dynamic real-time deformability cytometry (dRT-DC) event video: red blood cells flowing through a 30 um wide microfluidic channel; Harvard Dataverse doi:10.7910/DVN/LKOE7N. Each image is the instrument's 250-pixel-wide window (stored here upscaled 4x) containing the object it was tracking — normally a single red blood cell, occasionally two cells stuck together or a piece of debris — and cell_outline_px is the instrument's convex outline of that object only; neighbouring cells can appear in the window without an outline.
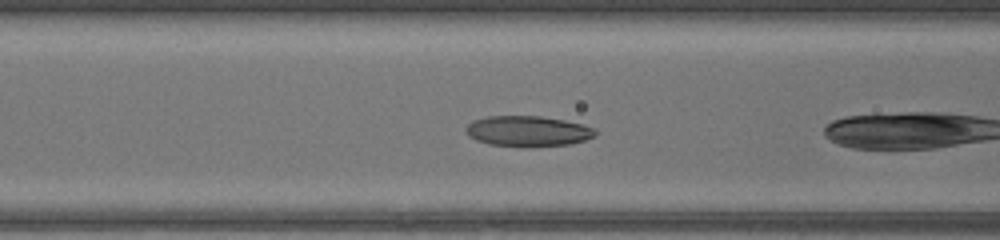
{"species": "common noctule bat (a hibernating species)", "species_latin": "Nyctalus noctula", "temperature_condition": "warm", "stored_images_in_passage": 38, "camera_frame_rate_fps": 3000, "um_per_image_px": 0.085, "animal": {"sex": "female", "body_mass_g": 17.0, "forearm_length_mm": 48.0}, "frame": {"image": 1, "passage_image": 10, "time_ms": 3.0, "image_size_px": [1000, 240], "cell_outline_px": [[596, 136], [572, 144], [532, 148], [528, 148], [488, 144], [476, 140], [468, 136], [464, 128], [468, 124], [476, 120], [488, 116], [540, 116], [564, 120], [584, 124], [596, 128]], "centroid_in_image_um": [44.9, 11.17], "position_along_channel_um": 121.7, "area_um2": 23.52}}
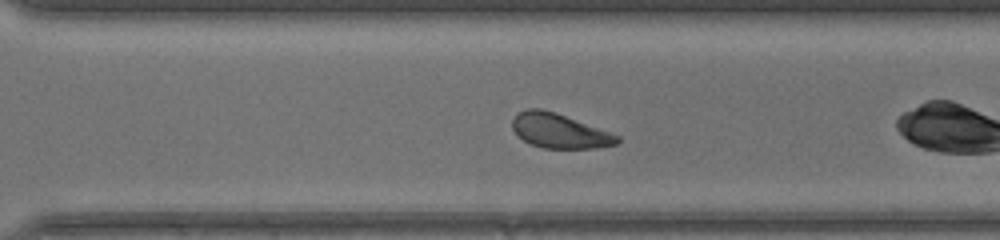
{"frame": {"image": 2, "passage_image": 24, "time_ms": 7.667, "image_size_px": [1000, 240], "cell_outline_px": [[620, 140], [616, 144], [596, 148], [544, 148], [532, 144], [524, 140], [512, 128], [512, 120], [520, 112], [528, 108], [540, 108], [556, 112], [620, 136]], "centroid_in_image_um": [47.56, 11.12], "position_along_channel_um": 323.0, "area_um2": 20.81}}
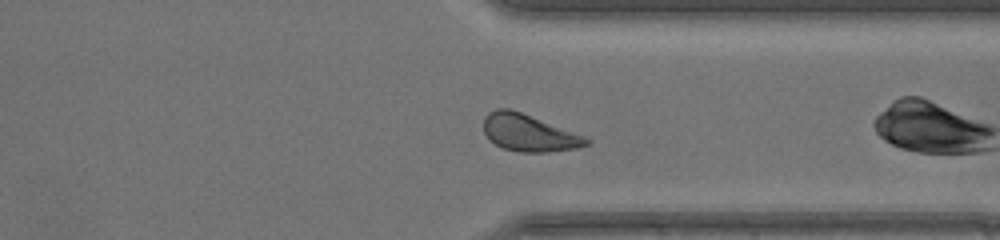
{"frame": {"image": 3, "passage_image": 27, "time_ms": 8.667, "image_size_px": [1000, 240], "cell_outline_px": [[592, 140], [588, 144], [576, 148], [548, 152], [520, 152], [504, 148], [488, 140], [484, 132], [484, 116], [488, 112], [496, 108], [508, 108], [520, 112], [588, 136]], "centroid_in_image_um": [44.97, 11.29], "position_along_channel_um": 366.4, "area_um2": 22.31}, "authors_computed_cell_mechanics": {"area_um2": 22.5131, "velocity_mm_per_s": 4.3165, "shape_relaxation_time_tau1_ms": 1.684, "shape_relaxation_time_tau2_ms": 2.701, "deformation_change_tau1": 0.0989, "deformation_change_tau2": 0.0837}}